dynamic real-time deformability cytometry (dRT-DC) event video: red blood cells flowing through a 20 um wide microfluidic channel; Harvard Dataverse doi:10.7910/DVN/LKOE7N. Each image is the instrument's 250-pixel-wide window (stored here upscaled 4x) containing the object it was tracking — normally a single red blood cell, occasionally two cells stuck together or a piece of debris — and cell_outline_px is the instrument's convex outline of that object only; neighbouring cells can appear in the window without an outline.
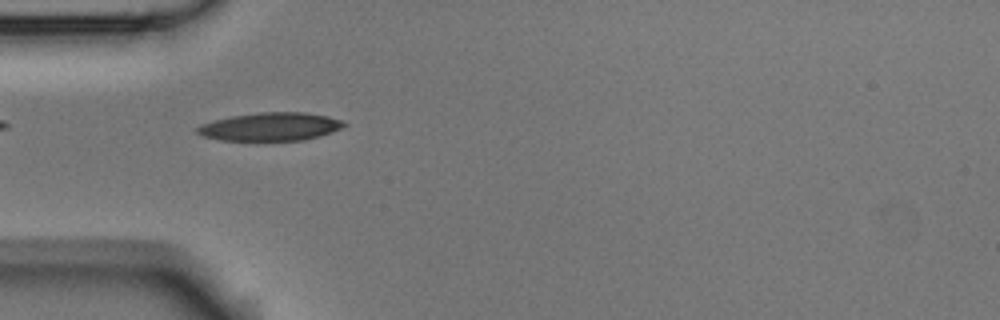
{"species": "Egyptian fruit bat (a non-hibernating species)", "species_latin": "Rousettus aegyptiacus", "temperature_condition": "room temperature", "stored_images_in_passage": 5, "camera_frame_rate_fps": 3000, "um_per_image_px": 0.085, "animal": {"sex": "male"}, "frame": {"image": 1, "passage_image": 4, "time_ms": 1.0, "image_size_px": [1000, 320], "cell_outline_px": [[348, 124], [332, 132], [320, 136], [304, 140], [220, 140], [204, 136], [196, 132], [196, 128], [200, 124], [212, 120], [232, 116], [260, 112], [304, 112], [328, 116], [344, 120]], "centroid_in_image_um": [23.0, 10.76], "position_along_channel_um": 62.0, "area_um2": 24.16}}
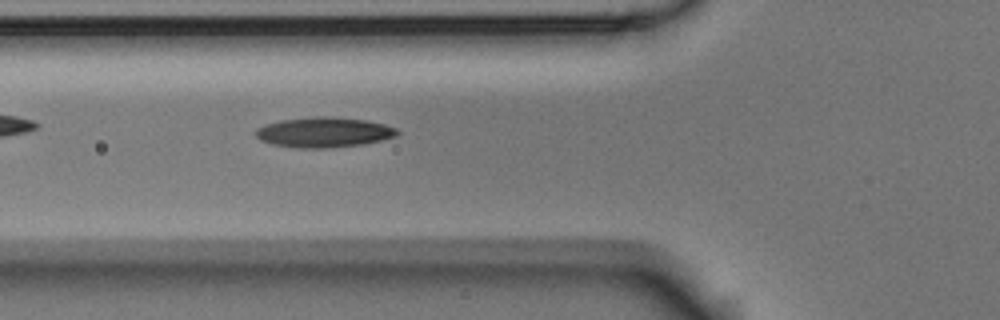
{"frame": {"image": 2, "passage_image": 5, "time_ms": 1.333, "image_size_px": [1000, 320], "cell_outline_px": [[400, 132], [396, 136], [364, 144], [324, 148], [296, 148], [272, 144], [260, 140], [256, 136], [256, 128], [264, 124], [280, 120], [316, 116], [328, 116], [364, 120], [384, 124], [396, 128]], "centroid_in_image_um": [27.5, 11.24], "position_along_channel_um": 98.3, "area_um2": 24.85}}